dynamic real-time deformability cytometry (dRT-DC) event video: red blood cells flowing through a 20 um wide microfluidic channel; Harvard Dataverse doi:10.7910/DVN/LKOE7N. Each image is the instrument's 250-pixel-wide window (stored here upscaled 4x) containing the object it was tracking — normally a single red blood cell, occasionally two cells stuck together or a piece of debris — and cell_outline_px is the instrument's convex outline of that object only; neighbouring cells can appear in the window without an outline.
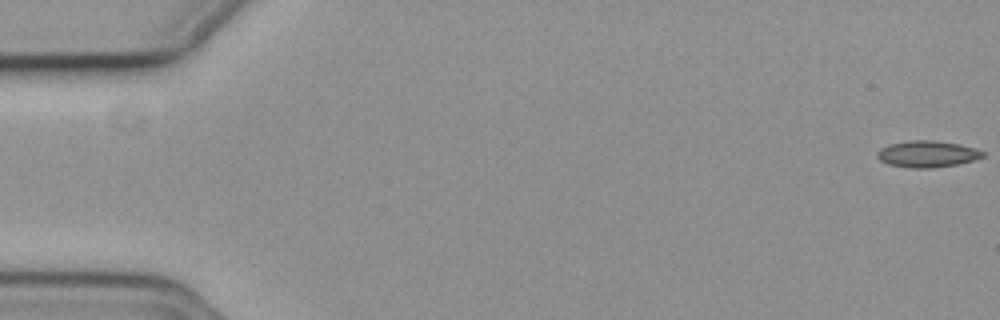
{"species": "common noctule bat (a hibernating species)", "species_latin": "Nyctalus noctula", "temperature_condition": "cold", "stored_images_in_passage": 56, "camera_frame_rate_fps": 3000, "um_per_image_px": 0.085, "animal": {"sex": "female", "body_mass_g": 19.3, "forearm_length_mm": 54.1}, "frame": {"image": 1, "passage_image": 1, "time_ms": 0.0, "image_size_px": [1000, 320], "cell_outline_px": [[984, 156], [976, 160], [956, 164], [932, 168], [908, 168], [888, 164], [880, 160], [876, 156], [876, 152], [880, 148], [888, 144], [908, 140], [932, 140], [960, 144], [976, 148], [984, 152]], "centroid_in_image_um": [78.8, 13.08], "position_along_channel_um": 6.2, "area_um2": 16.53}}
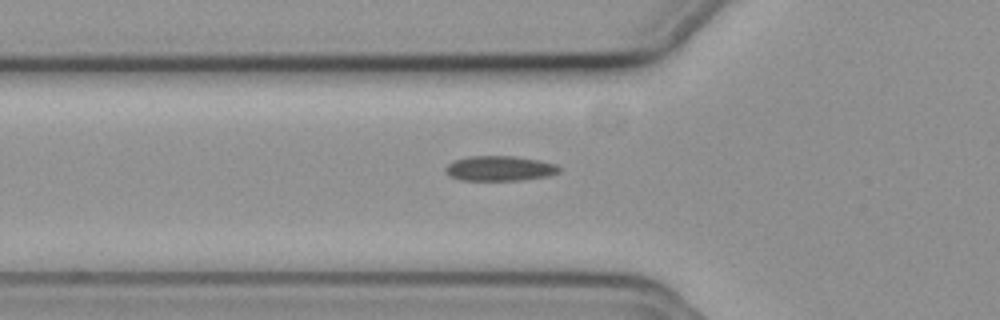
{"frame": {"image": 2, "passage_image": 20, "time_ms": 6.333, "image_size_px": [1000, 320], "cell_outline_px": [[560, 172], [548, 176], [524, 180], [460, 180], [452, 176], [444, 168], [448, 164], [456, 160], [468, 156], [516, 156], [540, 160], [556, 164], [560, 168]], "centroid_in_image_um": [42.53, 14.31], "position_along_channel_um": 83.3, "area_um2": 16.53}}
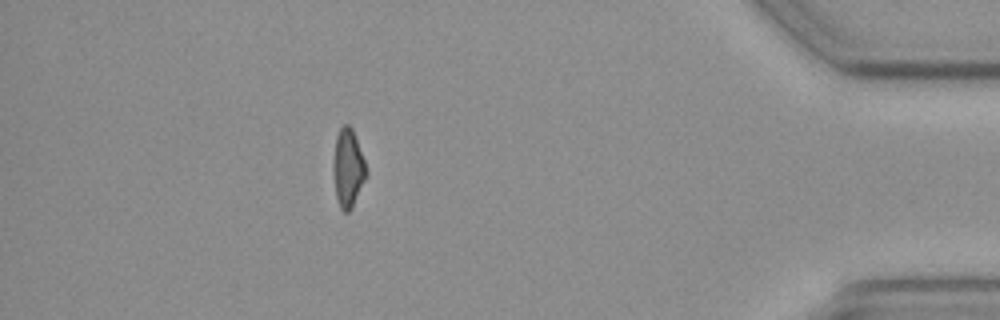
{"frame": {"image": 3, "passage_image": 50, "time_ms": 16.333, "image_size_px": [1000, 320], "cell_outline_px": [[368, 172], [352, 208], [348, 212], [344, 212], [340, 208], [336, 196], [332, 168], [336, 136], [340, 128], [344, 124], [348, 124], [352, 128], [364, 160]], "centroid_in_image_um": [29.57, 14.29], "position_along_channel_um": 405.6, "area_um2": 14.97}}